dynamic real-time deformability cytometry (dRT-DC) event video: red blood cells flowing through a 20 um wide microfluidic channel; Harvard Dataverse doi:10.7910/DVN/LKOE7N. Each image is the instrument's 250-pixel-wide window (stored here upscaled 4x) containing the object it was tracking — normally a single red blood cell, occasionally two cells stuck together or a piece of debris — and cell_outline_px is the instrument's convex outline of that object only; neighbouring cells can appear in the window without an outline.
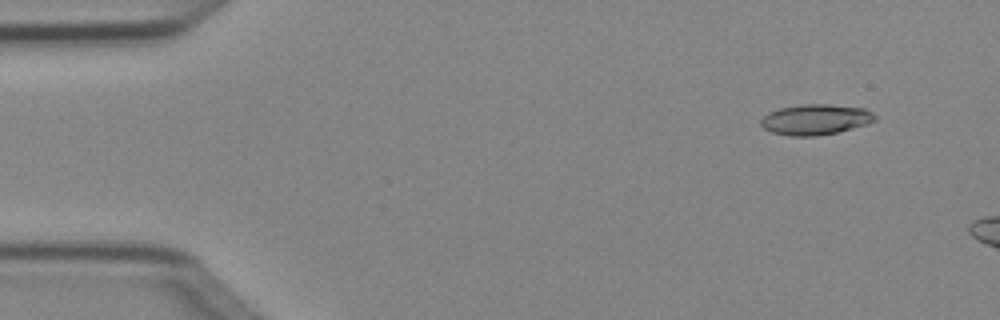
{"species": "Egyptian fruit bat (a non-hibernating species)", "species_latin": "Rousettus aegyptiacus", "temperature_condition": "cold", "stored_images_in_passage": 2, "camera_frame_rate_fps": 3000, "um_per_image_px": 0.085, "animal": {"sex": "female"}, "frame": {"image": 1, "passage_image": 1, "time_ms": 0.0, "image_size_px": [1000, 320], "cell_outline_px": [[876, 120], [852, 128], [836, 132], [816, 136], [792, 136], [772, 132], [764, 128], [760, 124], [760, 120], [768, 112], [780, 108], [804, 104], [828, 104], [864, 108], [872, 112], [876, 116]], "centroid_in_image_um": [69.3, 10.15], "position_along_channel_um": 15.7, "area_um2": 20.11}}